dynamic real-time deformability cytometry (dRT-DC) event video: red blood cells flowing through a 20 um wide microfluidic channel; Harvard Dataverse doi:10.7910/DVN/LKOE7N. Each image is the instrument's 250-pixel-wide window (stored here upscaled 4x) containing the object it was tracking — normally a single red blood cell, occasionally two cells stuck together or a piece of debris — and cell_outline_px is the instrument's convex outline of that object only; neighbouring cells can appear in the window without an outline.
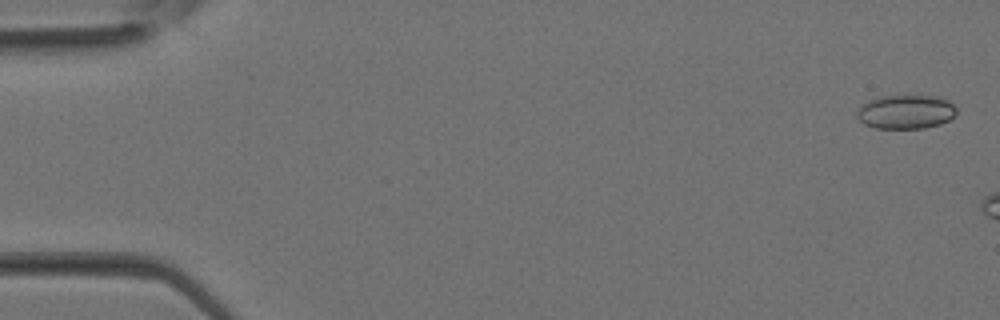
{"species": "Egyptian fruit bat (a non-hibernating species)", "species_latin": "Rousettus aegyptiacus", "temperature_condition": "room temperature", "stored_images_in_passage": 5, "camera_frame_rate_fps": 3000, "um_per_image_px": 0.085, "animal": {"sex": "female"}, "frame": {"image": 1, "passage_image": 1, "time_ms": 0.0, "image_size_px": [1000, 320], "cell_outline_px": [[956, 112], [948, 120], [940, 124], [924, 128], [876, 128], [864, 124], [856, 116], [856, 112], [868, 100], [880, 96], [940, 96], [948, 100], [956, 108]], "centroid_in_image_um": [76.99, 9.5], "position_along_channel_um": 8.0, "area_um2": 19.59}}